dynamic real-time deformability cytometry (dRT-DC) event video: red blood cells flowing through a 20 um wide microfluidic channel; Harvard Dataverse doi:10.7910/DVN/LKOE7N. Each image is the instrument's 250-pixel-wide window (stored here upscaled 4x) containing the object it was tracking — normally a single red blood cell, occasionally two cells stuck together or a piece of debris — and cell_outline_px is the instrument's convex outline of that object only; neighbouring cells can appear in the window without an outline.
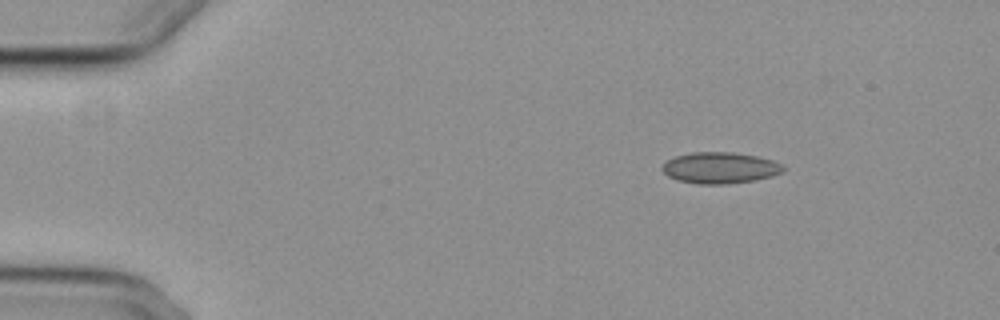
{"species": "common noctule bat (a hibernating species)", "species_latin": "Nyctalus noctula", "temperature_condition": "cold", "stored_images_in_passage": 48, "camera_frame_rate_fps": 3000, "um_per_image_px": 0.085, "animal": {"sex": "female", "body_mass_g": 29.2, "forearm_length_mm": 56.3}, "frame": {"image": 1, "passage_image": 1, "time_ms": 0.0, "image_size_px": [1000, 320], "cell_outline_px": [[784, 172], [772, 176], [756, 180], [728, 184], [696, 184], [676, 180], [668, 176], [660, 168], [664, 160], [676, 156], [692, 152], [732, 152], [756, 156], [772, 160], [784, 164]], "centroid_in_image_um": [61.18, 14.27], "position_along_channel_um": 23.8, "area_um2": 22.37}}
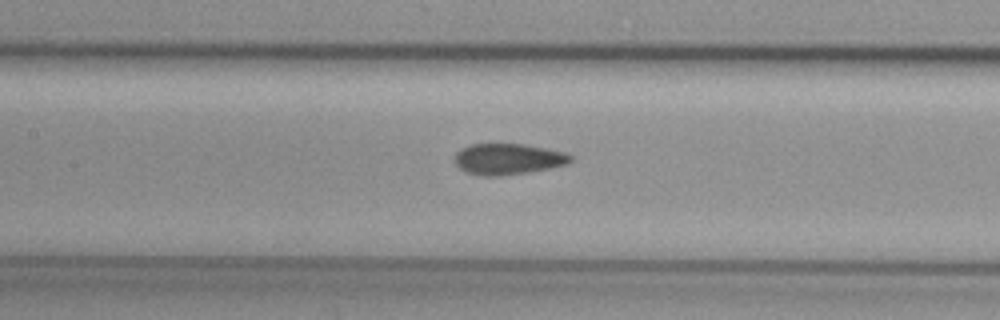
{"frame": {"image": 2, "passage_image": 19, "time_ms": 6.0, "image_size_px": [1000, 320], "cell_outline_px": [[572, 160], [568, 164], [552, 168], [528, 172], [500, 176], [480, 176], [464, 172], [452, 160], [456, 152], [460, 148], [468, 144], [524, 144], [548, 148], [568, 152], [572, 156]], "centroid_in_image_um": [43.18, 13.52], "position_along_channel_um": 164.2, "area_um2": 21.5}}
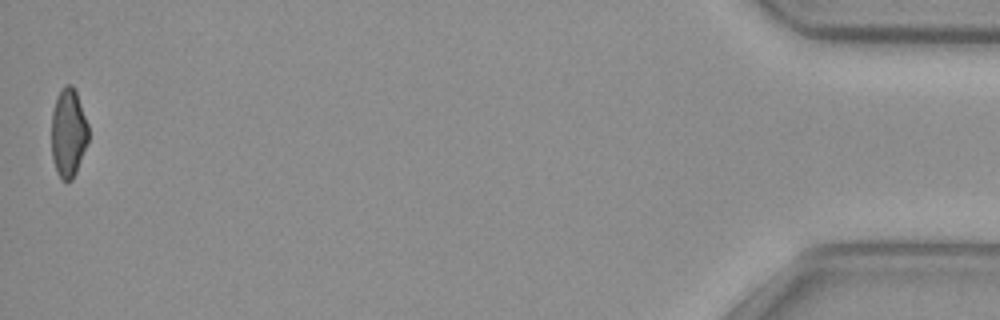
{"frame": {"image": 3, "passage_image": 48, "time_ms": 15.667, "image_size_px": [1000, 320], "cell_outline_px": [[88, 140], [76, 172], [72, 180], [60, 180], [56, 172], [52, 156], [52, 112], [56, 96], [60, 88], [64, 84], [72, 84], [76, 92], [88, 124]], "centroid_in_image_um": [5.8, 11.27], "position_along_channel_um": 429.4, "area_um2": 19.13}, "authors_computed_cell_mechanics": {"area_um2": 21.1548, "velocity_mm_per_s": 3.7291, "shape_relaxation_time_tau1_ms": null, "shape_relaxation_time_tau2_ms": 3.2379, "deformation_change_tau1": null, "deformation_change_tau2": 0.1071}}